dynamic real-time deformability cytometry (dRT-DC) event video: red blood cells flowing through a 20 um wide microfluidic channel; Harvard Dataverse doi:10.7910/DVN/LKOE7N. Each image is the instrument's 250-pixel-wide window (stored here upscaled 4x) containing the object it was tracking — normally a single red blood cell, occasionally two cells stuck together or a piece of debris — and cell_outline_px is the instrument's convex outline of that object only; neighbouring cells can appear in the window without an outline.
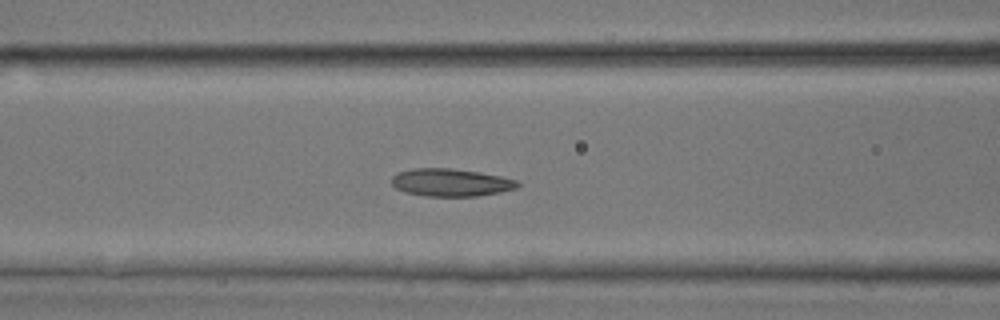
{"species": "common noctule bat (a hibernating species)", "species_latin": "Nyctalus noctula", "temperature_condition": "room temperature", "stored_images_in_passage": 41, "camera_frame_rate_fps": 3000, "um_per_image_px": 0.085, "animal": {"sex": "male", "body_mass_g": 17.9, "forearm_length_mm": 54.2}, "frame": {"image": 1, "passage_image": 19, "time_ms": 6.0, "image_size_px": [1000, 320], "cell_outline_px": [[520, 184], [516, 188], [500, 192], [476, 196], [424, 196], [404, 192], [396, 188], [392, 184], [392, 176], [396, 172], [412, 168], [452, 168], [480, 172], [500, 176], [516, 180]], "centroid_in_image_um": [38.28, 15.5], "position_along_channel_um": 128.3, "area_um2": 20.4}}
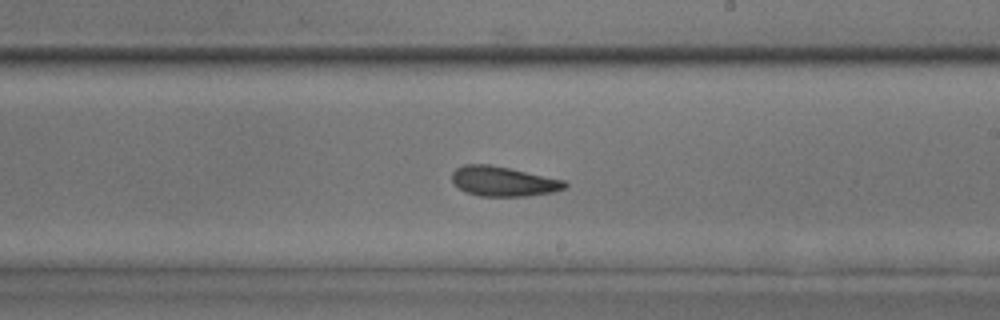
{"frame": {"image": 2, "passage_image": 27, "time_ms": 8.667, "image_size_px": [1000, 320], "cell_outline_px": [[568, 184], [564, 188], [552, 192], [528, 196], [480, 196], [464, 192], [452, 180], [452, 172], [456, 168], [464, 164], [488, 164], [508, 168], [564, 180]], "centroid_in_image_um": [42.75, 15.42], "position_along_channel_um": 246.2, "area_um2": 19.42}}
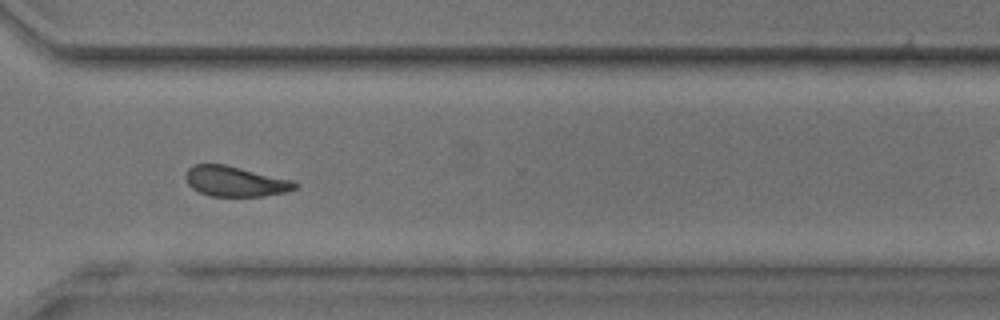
{"frame": {"image": 3, "passage_image": 34, "time_ms": 11.0, "image_size_px": [1000, 320], "cell_outline_px": [[296, 188], [284, 192], [264, 196], [212, 196], [200, 192], [192, 188], [188, 184], [184, 176], [188, 168], [192, 164], [224, 164], [292, 180], [296, 184]], "centroid_in_image_um": [19.94, 15.41], "position_along_channel_um": 350.7, "area_um2": 19.07}}